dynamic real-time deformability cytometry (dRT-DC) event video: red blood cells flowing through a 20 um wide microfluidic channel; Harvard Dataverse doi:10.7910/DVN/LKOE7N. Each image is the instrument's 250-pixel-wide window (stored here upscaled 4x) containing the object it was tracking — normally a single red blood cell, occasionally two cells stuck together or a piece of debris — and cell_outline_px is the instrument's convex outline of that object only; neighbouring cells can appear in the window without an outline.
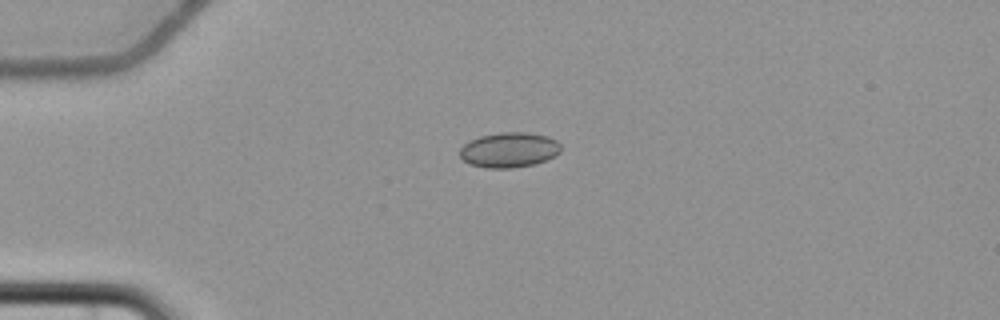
{"species": "common noctule bat (a hibernating species)", "species_latin": "Nyctalus noctula", "temperature_condition": "cold", "stored_images_in_passage": 3, "camera_frame_rate_fps": 3000, "um_per_image_px": 0.085, "animal": {"sex": "female", "body_mass_g": 22.7, "forearm_length_mm": 54.2}, "frame": {"image": 1, "passage_image": 1, "time_ms": 0.0, "image_size_px": [1000, 320], "cell_outline_px": [[560, 152], [536, 164], [512, 168], [484, 168], [468, 164], [460, 156], [460, 148], [468, 140], [480, 136], [500, 132], [528, 132], [548, 136], [556, 140], [560, 144]], "centroid_in_image_um": [43.24, 12.74], "position_along_channel_um": 41.8, "area_um2": 20.81}}
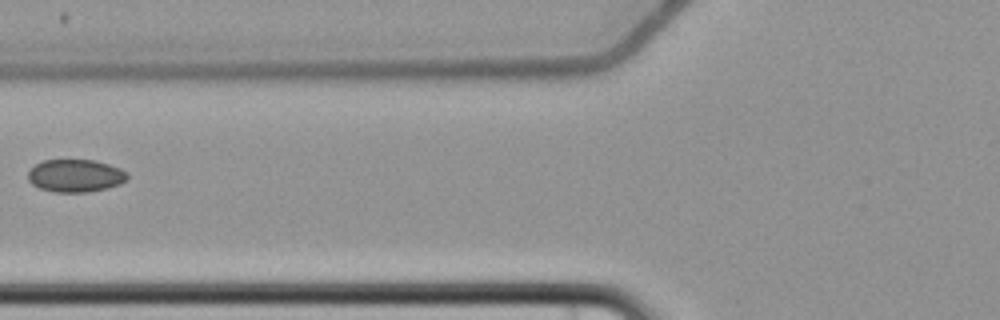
{"frame": {"image": 2, "passage_image": 3, "time_ms": 3.0, "image_size_px": [1000, 320], "cell_outline_px": [[128, 176], [120, 184], [108, 188], [88, 192], [56, 192], [40, 188], [32, 184], [28, 180], [28, 172], [36, 164], [44, 160], [96, 160], [120, 168]], "centroid_in_image_um": [6.4, 14.93], "position_along_channel_um": 119.4, "area_um2": 18.79}}